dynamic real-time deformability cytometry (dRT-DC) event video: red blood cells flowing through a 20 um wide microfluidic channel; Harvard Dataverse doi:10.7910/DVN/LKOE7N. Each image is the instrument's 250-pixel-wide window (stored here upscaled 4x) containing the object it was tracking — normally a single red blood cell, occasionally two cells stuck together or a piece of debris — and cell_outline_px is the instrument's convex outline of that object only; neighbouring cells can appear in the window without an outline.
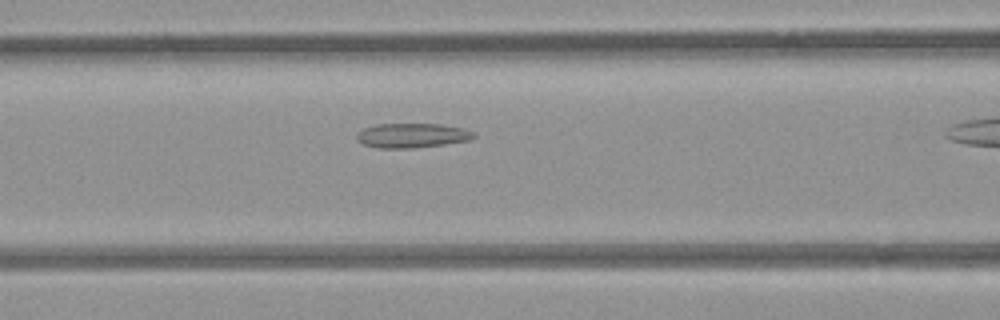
{"species": "common noctule bat (a hibernating species)", "species_latin": "Nyctalus noctula", "temperature_condition": "room temperature", "stored_images_in_passage": 33, "camera_frame_rate_fps": 3000, "um_per_image_px": 0.085, "animal": {"sex": "female", "body_mass_g": 21.9}, "frame": {"image": 1, "passage_image": 13, "time_ms": 4.0, "image_size_px": [1000, 320], "cell_outline_px": [[476, 136], [472, 140], [444, 144], [412, 148], [376, 148], [364, 144], [356, 136], [364, 128], [376, 124], [440, 124], [464, 128], [476, 132]], "centroid_in_image_um": [35.1, 11.51], "position_along_channel_um": 131.5, "area_um2": 16.7}}
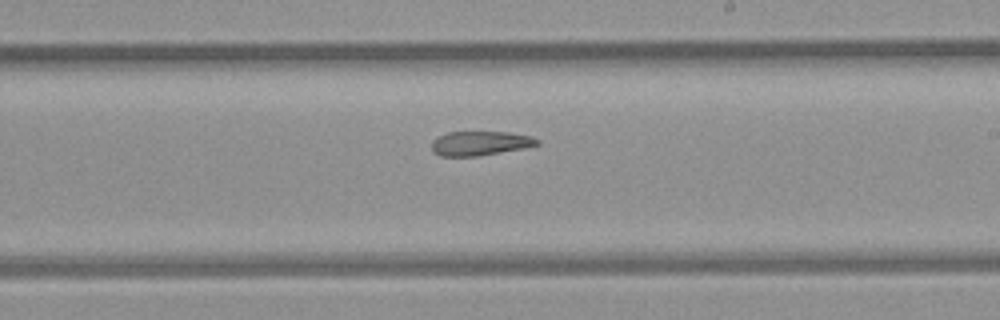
{"frame": {"image": 2, "passage_image": 22, "time_ms": 7.0, "image_size_px": [1000, 320], "cell_outline_px": [[540, 144], [524, 148], [480, 156], [440, 156], [432, 152], [432, 140], [436, 136], [448, 132], [508, 132], [532, 136], [540, 140]], "centroid_in_image_um": [40.8, 12.18], "position_along_channel_um": 248.2, "area_um2": 15.14}}
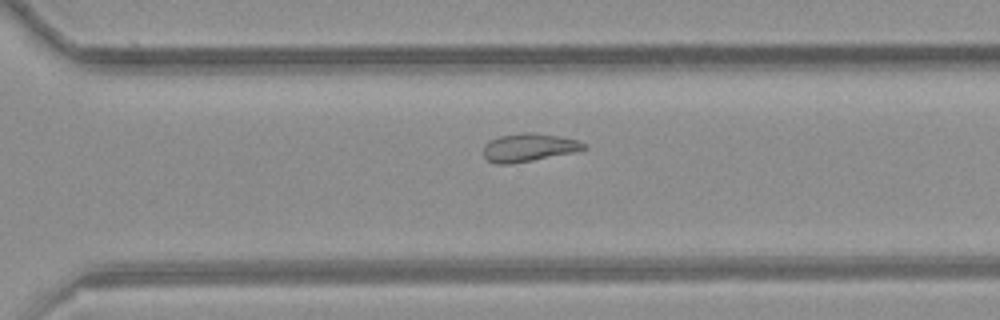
{"frame": {"image": 3, "passage_image": 28, "time_ms": 9.0, "image_size_px": [1000, 320], "cell_outline_px": [[588, 148], [576, 152], [512, 164], [496, 164], [488, 160], [484, 156], [484, 144], [488, 140], [500, 136], [524, 132], [532, 132], [580, 140], [588, 144]], "centroid_in_image_um": [44.98, 12.54], "position_along_channel_um": 325.6, "area_um2": 16.65}}